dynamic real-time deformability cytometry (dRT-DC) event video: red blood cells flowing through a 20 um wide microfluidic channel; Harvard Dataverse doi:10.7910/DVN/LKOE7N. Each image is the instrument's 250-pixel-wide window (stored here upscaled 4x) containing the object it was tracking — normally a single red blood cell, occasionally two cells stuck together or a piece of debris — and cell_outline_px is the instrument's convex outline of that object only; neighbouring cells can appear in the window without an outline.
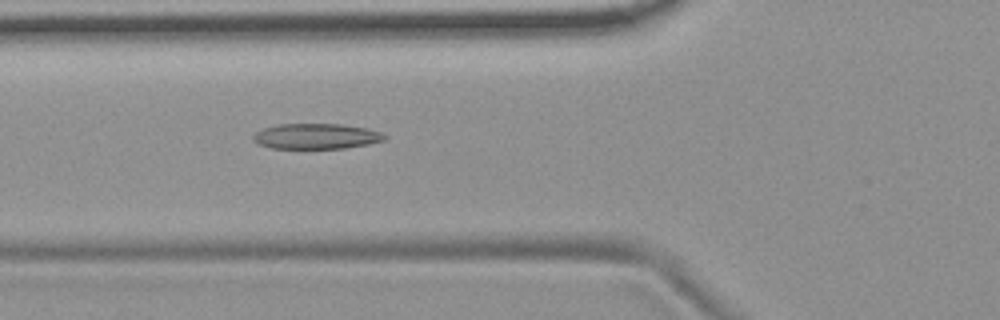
{"species": "common noctule bat (a hibernating species)", "species_latin": "Nyctalus noctula", "temperature_condition": "room temperature", "stored_images_in_passage": 54, "camera_frame_rate_fps": 3000, "um_per_image_px": 0.085, "animal": {"sex": "female", "body_mass_g": 19.9}, "frame": {"image": 1, "passage_image": 20, "time_ms": 6.333, "image_size_px": [1000, 320], "cell_outline_px": [[388, 136], [384, 140], [368, 144], [344, 148], [272, 148], [256, 144], [252, 140], [252, 136], [256, 132], [264, 128], [276, 124], [340, 124], [364, 128], [380, 132]], "centroid_in_image_um": [26.83, 11.58], "position_along_channel_um": 99.0, "area_um2": 19.42}}
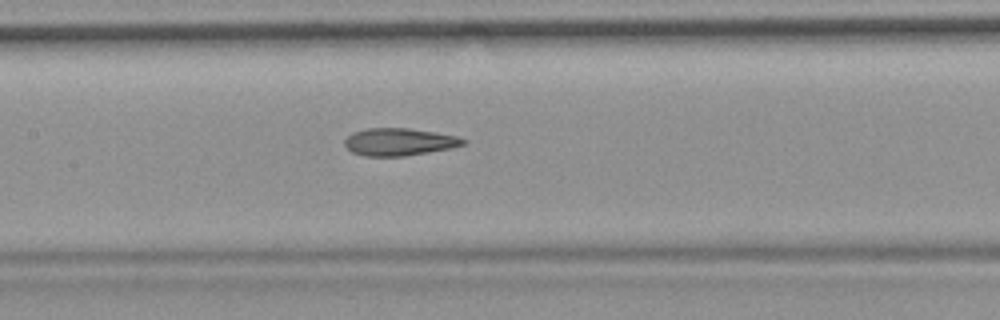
{"frame": {"image": 2, "passage_image": 26, "time_ms": 8.333, "image_size_px": [1000, 320], "cell_outline_px": [[468, 140], [464, 144], [452, 148], [404, 156], [364, 156], [352, 152], [344, 144], [344, 140], [352, 132], [368, 128], [408, 128], [436, 132], [456, 136]], "centroid_in_image_um": [33.93, 12.06], "position_along_channel_um": 173.5, "area_um2": 18.96}}
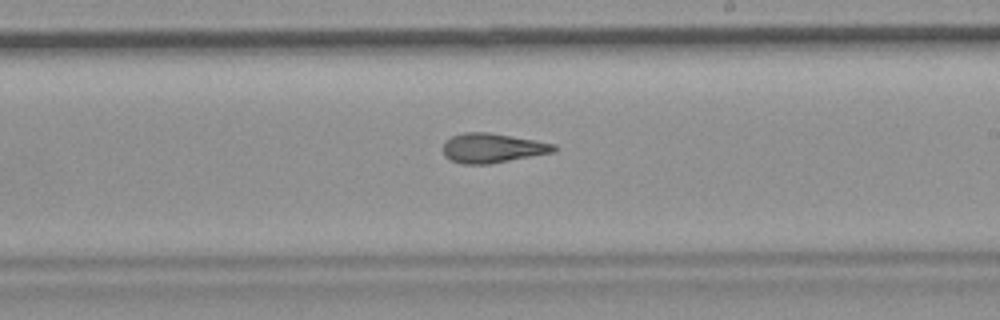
{"frame": {"image": 3, "passage_image": 32, "time_ms": 10.333, "image_size_px": [1000, 320], "cell_outline_px": [[560, 148], [556, 152], [488, 164], [464, 164], [448, 160], [444, 156], [444, 144], [452, 136], [464, 132], [488, 132], [512, 136], [556, 144]], "centroid_in_image_um": [41.89, 12.59], "position_along_channel_um": 247.1, "area_um2": 19.13}, "authors_computed_cell_mechanics": {"area_um2": 19.5653, "velocity_mm_per_s": 3.7129, "shape_relaxation_time_tau1_ms": null, "shape_relaxation_time_tau2_ms": 3.4305, "deformation_change_tau1": null, "deformation_change_tau2": 0.1384}}